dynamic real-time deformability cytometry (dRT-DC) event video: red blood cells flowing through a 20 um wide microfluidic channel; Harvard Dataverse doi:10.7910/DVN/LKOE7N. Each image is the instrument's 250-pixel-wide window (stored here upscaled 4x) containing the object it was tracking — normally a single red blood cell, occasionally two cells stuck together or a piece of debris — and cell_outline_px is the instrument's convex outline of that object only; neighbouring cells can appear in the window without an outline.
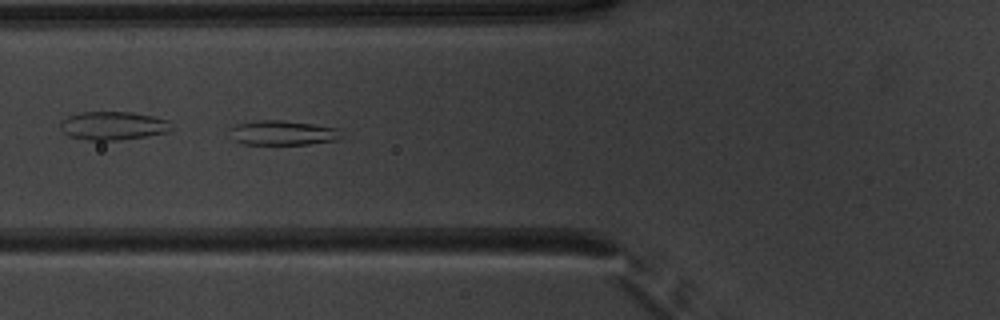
{"species": "common noctule bat (a hibernating species)", "species_latin": "Nyctalus noctula", "temperature_condition": "warm", "stored_images_in_passage": 52, "camera_frame_rate_fps": 3000, "um_per_image_px": 0.085, "animal": {"sex": "male", "body_mass_g": 20.1, "forearm_length_mm": 53.5}, "frame": {"image": 1, "passage_image": 21, "time_ms": 6.667, "image_size_px": [1000, 320], "cell_outline_px": [[340, 136], [336, 140], [308, 144], [244, 144], [232, 140], [228, 128], [236, 124], [256, 120], [280, 120], [312, 124], [340, 128]], "centroid_in_image_um": [23.96, 11.29], "position_along_channel_um": 101.8, "area_um2": 16.07}}
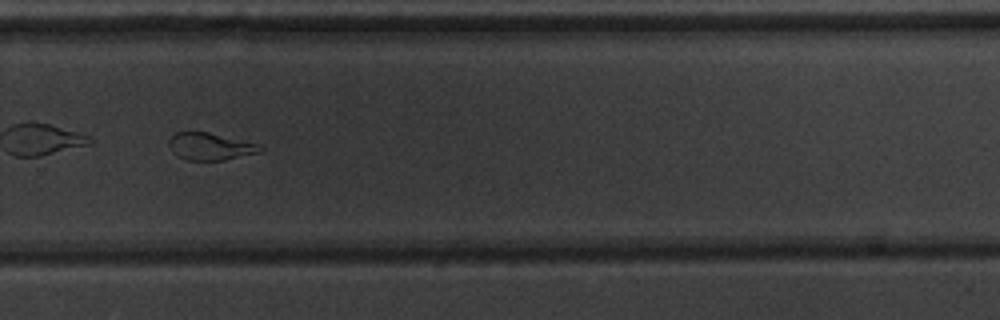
{"frame": {"image": 2, "passage_image": 37, "time_ms": 12.0, "image_size_px": [1000, 320], "cell_outline_px": [[264, 148], [260, 152], [224, 160], [184, 160], [176, 156], [172, 152], [168, 144], [168, 140], [176, 132], [208, 132], [260, 144]], "centroid_in_image_um": [17.85, 12.45], "position_along_channel_um": 311.9, "area_um2": 14.57}}
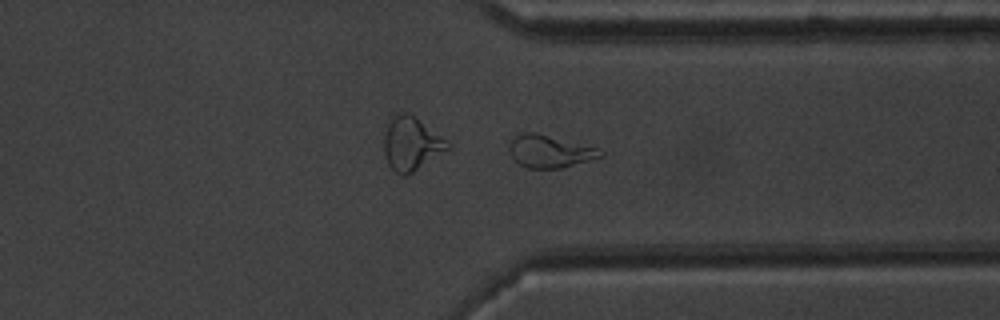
{"frame": {"image": 3, "passage_image": 41, "time_ms": 13.333, "image_size_px": [1000, 320], "cell_outline_px": [[604, 156], [564, 168], [528, 168], [520, 164], [512, 156], [508, 148], [508, 144], [512, 136], [520, 132], [536, 132], [596, 148], [604, 152]], "centroid_in_image_um": [46.69, 12.85], "position_along_channel_um": 364.7, "area_um2": 17.34}, "authors_computed_cell_mechanics": {"area_um2": 22.0218, "velocity_mm_per_s": 3.942, "shape_relaxation_time_tau1_ms": null, "shape_relaxation_time_tau2_ms": 1.6744, "deformation_change_tau1": null, "deformation_change_tau2": 0.0869}}